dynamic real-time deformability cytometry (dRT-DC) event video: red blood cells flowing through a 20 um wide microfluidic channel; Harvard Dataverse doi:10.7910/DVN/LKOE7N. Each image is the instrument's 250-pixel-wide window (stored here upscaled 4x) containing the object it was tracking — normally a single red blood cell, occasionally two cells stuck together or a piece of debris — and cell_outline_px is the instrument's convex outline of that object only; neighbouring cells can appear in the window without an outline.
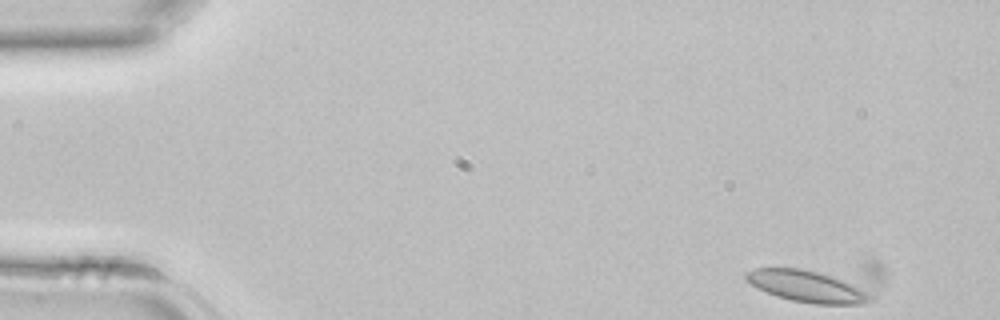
{"species": "common noctule bat (a hibernating species)", "species_latin": "Nyctalus noctula", "temperature_condition": "room temperature", "stored_images_in_passage": 4, "camera_frame_rate_fps": 3000, "um_per_image_px": 0.085, "animal": {"sex": "female", "body_mass_g": 22.7, "forearm_length_mm": 54.2}, "frame": {"image": 1, "passage_image": 1, "time_ms": 0.0, "image_size_px": [1000, 320], "cell_outline_px": [[884, 280], [876, 300], [864, 304], [816, 304], [792, 300], [776, 296], [744, 280], [744, 272], [756, 268], [872, 256], [880, 260], [884, 264]], "centroid_in_image_um": [69.96, 23.87], "position_along_channel_um": 15.0, "area_um2": 36.3}}